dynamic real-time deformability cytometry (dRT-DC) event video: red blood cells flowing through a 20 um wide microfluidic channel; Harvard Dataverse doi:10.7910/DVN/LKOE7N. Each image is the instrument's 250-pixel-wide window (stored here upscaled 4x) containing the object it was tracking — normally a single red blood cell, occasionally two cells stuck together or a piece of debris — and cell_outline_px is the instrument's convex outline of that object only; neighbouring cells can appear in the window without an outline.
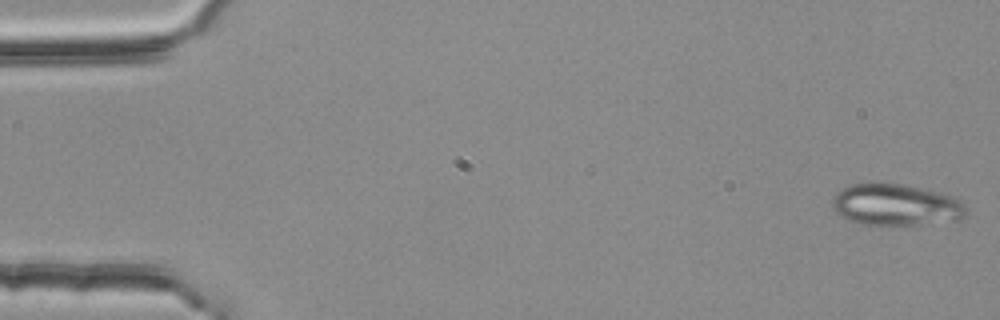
{"species": "common noctule bat (a hibernating species)", "species_latin": "Nyctalus noctula", "temperature_condition": "room temperature", "stored_images_in_passage": 4, "camera_frame_rate_fps": 3000, "um_per_image_px": 0.085, "animal": {"sex": "female", "body_mass_g": 25.1}, "frame": {"image": 1, "passage_image": 1, "time_ms": 0.0, "image_size_px": [1000, 320], "cell_outline_px": [[968, 208], [964, 216], [960, 220], [920, 224], [864, 224], [848, 220], [840, 216], [832, 208], [832, 200], [836, 192], [852, 184], [900, 184], [920, 188], [952, 196], [960, 200]], "centroid_in_image_um": [76.15, 17.42], "position_along_channel_um": 8.8, "area_um2": 32.02}}